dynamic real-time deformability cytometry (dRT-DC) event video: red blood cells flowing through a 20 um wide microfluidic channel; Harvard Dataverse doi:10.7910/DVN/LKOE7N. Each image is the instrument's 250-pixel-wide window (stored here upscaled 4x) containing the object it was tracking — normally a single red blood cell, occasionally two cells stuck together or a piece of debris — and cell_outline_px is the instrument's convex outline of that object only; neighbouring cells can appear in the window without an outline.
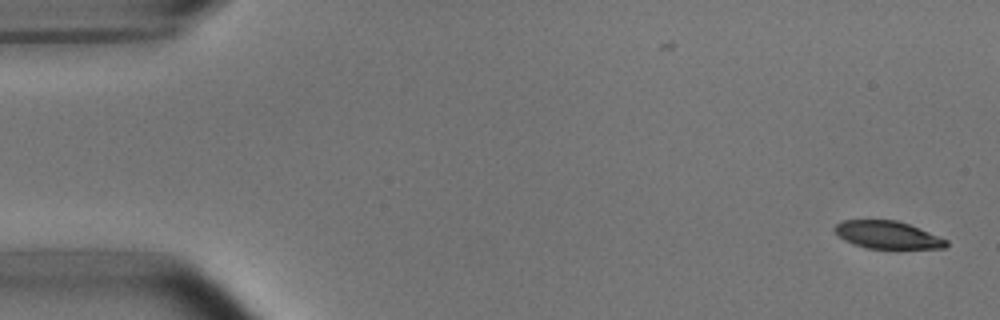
{"species": "common noctule bat (a hibernating species)", "species_latin": "Nyctalus noctula", "temperature_condition": "room temperature", "stored_images_in_passage": 55, "camera_frame_rate_fps": 3000, "um_per_image_px": 0.085, "animal": {"sex": "male", "body_mass_g": 15.6}, "frame": {"image": 1, "passage_image": 1, "time_ms": 0.0, "image_size_px": [1000, 320], "cell_outline_px": [[948, 244], [944, 248], [868, 248], [852, 244], [844, 240], [832, 228], [836, 224], [844, 220], [896, 220], [908, 224], [948, 240]], "centroid_in_image_um": [75.41, 19.96], "position_along_channel_um": 9.6, "area_um2": 17.69}}
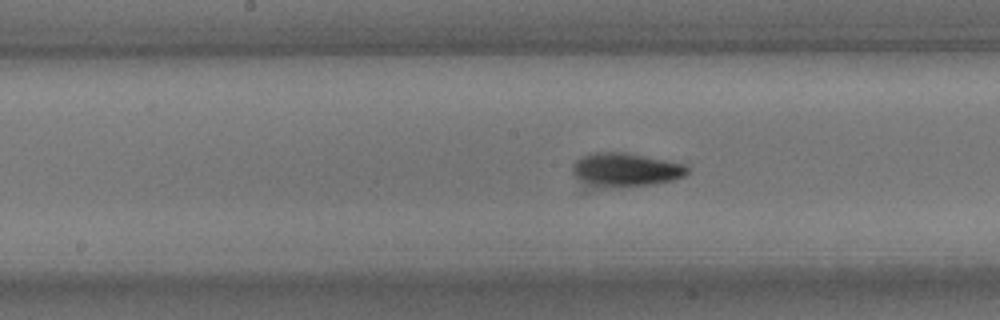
{"frame": {"image": 2, "passage_image": 26, "time_ms": 8.333, "image_size_px": [1000, 320], "cell_outline_px": [[688, 172], [684, 176], [672, 180], [652, 184], [588, 192], [576, 192], [572, 172], [572, 168], [576, 160], [592, 152], [624, 152], [684, 164], [688, 168]], "centroid_in_image_um": [52.89, 14.55], "position_along_channel_um": 195.3, "area_um2": 24.39}}
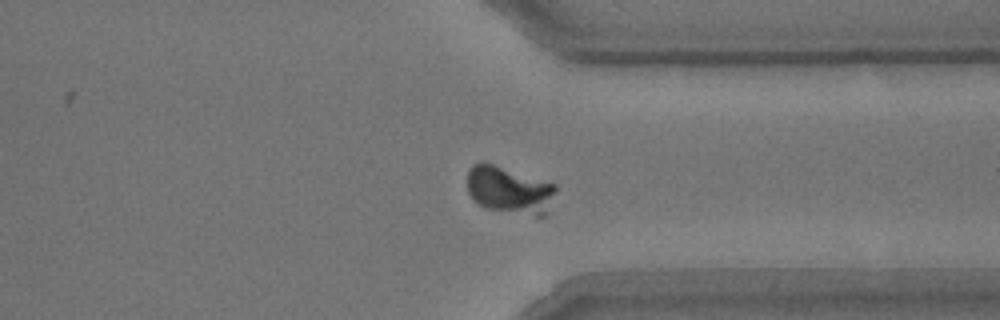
{"frame": {"image": 3, "passage_image": 40, "time_ms": 13.0, "image_size_px": [1000, 320], "cell_outline_px": [[556, 188], [548, 212], [544, 216], [536, 216], [484, 208], [476, 204], [472, 200], [468, 192], [468, 172], [472, 164], [492, 164], [556, 184]], "centroid_in_image_um": [43.29, 16.19], "position_along_channel_um": 368.1, "area_um2": 24.28}}